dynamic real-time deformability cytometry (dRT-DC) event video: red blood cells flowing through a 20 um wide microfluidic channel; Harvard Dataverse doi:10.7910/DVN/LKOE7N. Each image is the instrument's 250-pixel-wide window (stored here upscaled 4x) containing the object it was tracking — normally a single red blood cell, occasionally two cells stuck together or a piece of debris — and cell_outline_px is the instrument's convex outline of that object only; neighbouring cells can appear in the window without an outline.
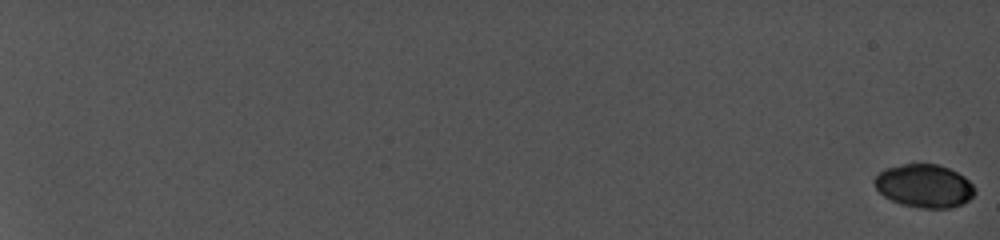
{"species": "common noctule bat (a hibernating species)", "species_latin": "Nyctalus noctula", "temperature_condition": "cold", "stored_images_in_passage": 24, "camera_frame_rate_fps": 5000, "um_per_image_px": 0.085, "animal": {"sex": "female", "body_mass_g": 19.0, "forearm_length_mm": 56.7}, "frame": {"image": 1, "passage_image": 1, "time_ms": 0.0, "image_size_px": [1000, 240], "cell_outline_px": [[976, 192], [968, 200], [952, 208], [920, 208], [900, 204], [884, 196], [876, 188], [876, 176], [884, 168], [904, 164], [936, 164], [948, 168], [964, 176], [976, 188]], "centroid_in_image_um": [78.58, 15.81], "position_along_channel_um": 6.4, "area_um2": 25.09}}
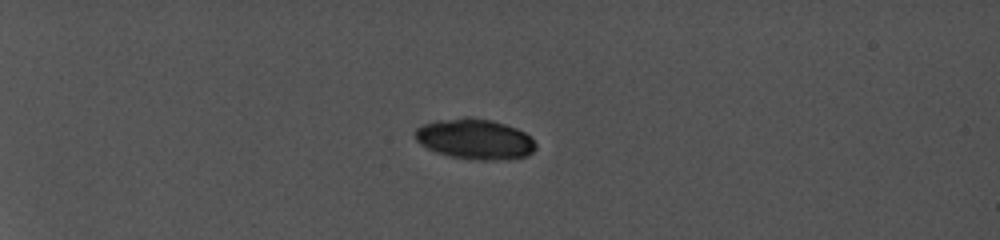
{"frame": {"image": 2, "passage_image": 17, "time_ms": 6.8, "image_size_px": [1000, 240], "cell_outline_px": [[536, 148], [528, 156], [508, 160], [480, 160], [452, 156], [436, 152], [420, 144], [416, 140], [412, 132], [416, 128], [424, 124], [436, 120], [464, 116], [468, 116], [492, 120], [516, 128], [524, 132], [536, 144]], "centroid_in_image_um": [40.35, 11.81], "position_along_channel_um": 44.7, "area_um2": 28.61}}
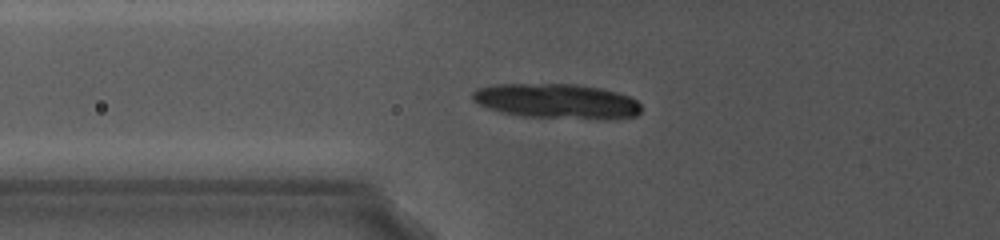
{"frame": {"image": 3, "passage_image": 24, "time_ms": 9.8, "image_size_px": [1000, 240], "cell_outline_px": [[640, 112], [636, 116], [608, 120], [604, 120], [520, 116], [488, 108], [472, 100], [472, 92], [476, 88], [492, 84], [576, 84], [600, 88], [616, 92], [628, 96], [636, 100], [640, 104]], "centroid_in_image_um": [47.33, 8.61], "position_along_channel_um": 78.5, "area_um2": 34.56}}